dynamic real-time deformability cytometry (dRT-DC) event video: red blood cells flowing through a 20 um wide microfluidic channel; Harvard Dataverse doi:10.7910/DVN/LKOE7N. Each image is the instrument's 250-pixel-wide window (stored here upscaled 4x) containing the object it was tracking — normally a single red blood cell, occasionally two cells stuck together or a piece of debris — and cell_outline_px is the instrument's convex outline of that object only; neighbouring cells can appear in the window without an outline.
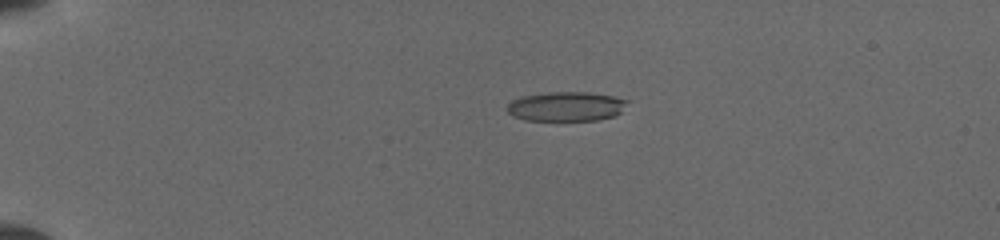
{"species": "common noctule bat (a hibernating species)", "species_latin": "Nyctalus noctula", "temperature_condition": "cold", "stored_images_in_passage": 5, "camera_frame_rate_fps": 3000, "um_per_image_px": 0.085, "animal": {"sex": "female", "body_mass_g": 19.5, "forearm_length_mm": 54.1}, "frame": {"image": 1, "passage_image": 3, "time_ms": 1.667, "image_size_px": [1000, 240], "cell_outline_px": [[628, 100], [620, 112], [612, 116], [596, 120], [524, 120], [512, 116], [508, 112], [508, 104], [512, 100], [524, 96], [548, 92], [588, 92], [612, 96]], "centroid_in_image_um": [48.09, 9.05], "position_along_channel_um": 36.9, "area_um2": 20.35}}